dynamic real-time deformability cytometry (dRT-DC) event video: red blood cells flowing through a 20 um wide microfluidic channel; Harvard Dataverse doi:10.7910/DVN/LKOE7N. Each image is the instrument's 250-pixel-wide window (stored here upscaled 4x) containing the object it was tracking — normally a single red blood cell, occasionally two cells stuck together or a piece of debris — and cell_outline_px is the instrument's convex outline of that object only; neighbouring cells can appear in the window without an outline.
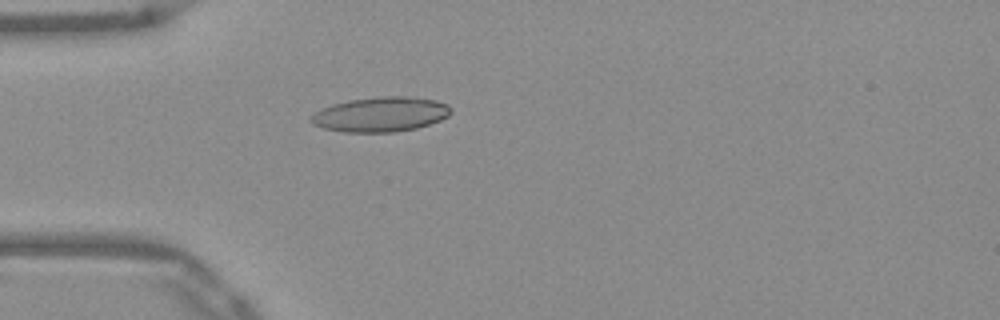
{"species": "Egyptian fruit bat (a non-hibernating species)", "species_latin": "Rousettus aegyptiacus", "temperature_condition": "warm", "stored_images_in_passage": 38, "camera_frame_rate_fps": 3000, "um_per_image_px": 0.085, "frame": {"image": 1, "passage_image": 1, "time_ms": 0.0, "image_size_px": [1000, 320], "cell_outline_px": [[452, 112], [448, 116], [440, 120], [416, 128], [392, 132], [344, 132], [324, 128], [312, 124], [308, 120], [316, 112], [332, 104], [348, 100], [376, 96], [408, 96], [436, 100], [448, 104], [452, 108]], "centroid_in_image_um": [32.37, 9.71], "position_along_channel_um": 52.6, "area_um2": 28.44}}
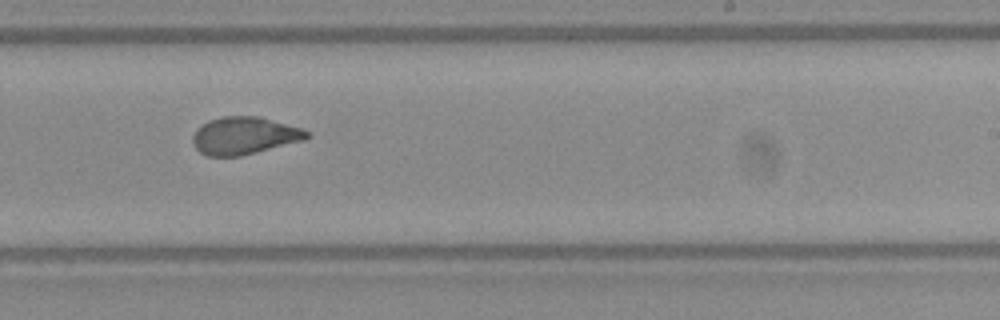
{"frame": {"image": 2, "passage_image": 18, "time_ms": 5.667, "image_size_px": [1000, 320], "cell_outline_px": [[312, 136], [304, 140], [240, 156], [208, 156], [200, 152], [192, 144], [192, 136], [196, 128], [200, 124], [208, 120], [220, 116], [256, 116], [300, 128], [308, 132]], "centroid_in_image_um": [20.7, 11.53], "position_along_channel_um": 268.3, "area_um2": 24.85}}
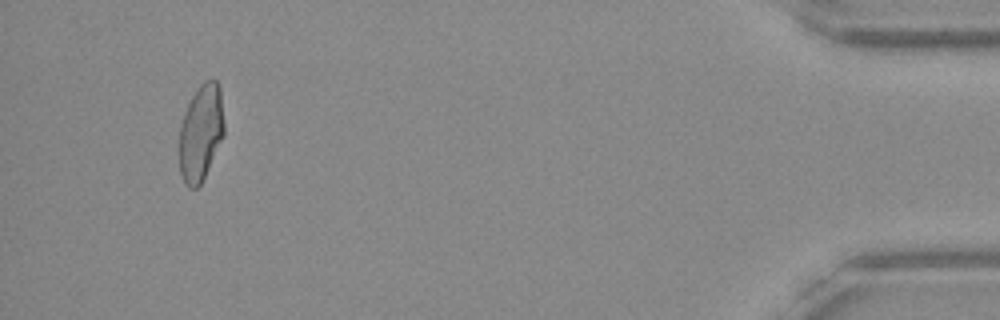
{"frame": {"image": 3, "passage_image": 35, "time_ms": 11.333, "image_size_px": [1000, 320], "cell_outline_px": [[224, 136], [200, 184], [196, 188], [188, 188], [184, 184], [180, 172], [180, 124], [184, 112], [192, 96], [200, 84], [204, 80], [216, 80], [220, 88], [224, 124]], "centroid_in_image_um": [17.07, 11.27], "position_along_channel_um": 418.1, "area_um2": 25.09}, "authors_computed_cell_mechanics": {"area_um2": 25.432, "velocity_mm_per_s": 3.9371, "shape_relaxation_time_tau1_ms": null, "shape_relaxation_time_tau2_ms": 1.0472, "deformation_change_tau1": null, "deformation_change_tau2": 0.0674}}